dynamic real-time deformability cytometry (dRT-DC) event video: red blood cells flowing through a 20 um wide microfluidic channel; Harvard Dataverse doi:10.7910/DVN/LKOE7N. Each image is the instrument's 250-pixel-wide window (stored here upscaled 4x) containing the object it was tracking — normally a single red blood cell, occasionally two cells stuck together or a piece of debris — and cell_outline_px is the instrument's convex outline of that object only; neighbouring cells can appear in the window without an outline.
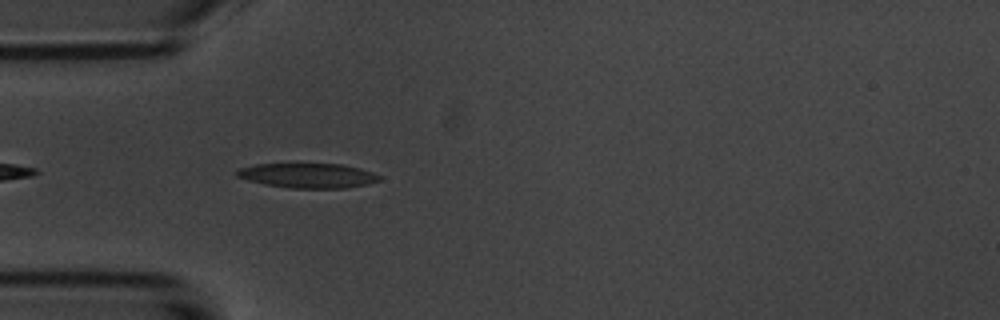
{"species": "common noctule bat (a hibernating species)", "species_latin": "Nyctalus noctula", "temperature_condition": "room temperature", "stored_images_in_passage": 5, "camera_frame_rate_fps": 3000, "um_per_image_px": 0.085, "animal": {"sex": "male", "body_mass_g": 20.1, "forearm_length_mm": 53.5}, "frame": {"image": 1, "passage_image": 5, "time_ms": 4.667, "image_size_px": [1000, 320], "cell_outline_px": [[380, 180], [364, 184], [344, 188], [288, 188], [264, 184], [248, 180], [236, 176], [236, 168], [256, 164], [340, 164], [360, 168], [372, 172], [380, 176]], "centroid_in_image_um": [26.11, 14.92], "position_along_channel_um": 58.9, "area_um2": 20.4}}